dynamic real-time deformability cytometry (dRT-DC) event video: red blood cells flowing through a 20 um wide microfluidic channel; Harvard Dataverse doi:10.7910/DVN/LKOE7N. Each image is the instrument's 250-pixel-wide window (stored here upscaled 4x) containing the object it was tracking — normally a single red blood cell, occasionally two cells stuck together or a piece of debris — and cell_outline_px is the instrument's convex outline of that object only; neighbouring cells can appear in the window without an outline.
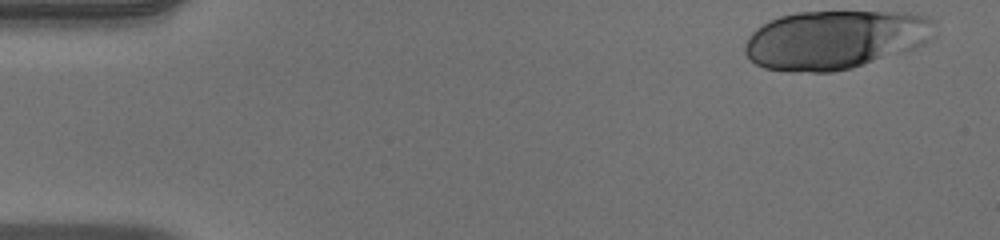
{"species": "human", "species_latin": "Homo sapiens", "temperature_condition": "warm", "stored_images_in_passage": 49, "camera_frame_rate_fps": 3000, "um_per_image_px": 0.085, "donor": {"sex": "male"}, "frame": {"image": 1, "passage_image": 1, "time_ms": 0.0, "image_size_px": [1000, 240], "cell_outline_px": [[932, 20], [880, 56], [872, 60], [852, 68], [832, 72], [788, 72], [764, 68], [756, 64], [744, 52], [744, 44], [748, 36], [756, 28], [768, 20], [780, 16], [796, 12], [908, 12], [928, 16]], "centroid_in_image_um": [70.42, 3.35], "position_along_channel_um": 14.6, "area_um2": 60.34}}
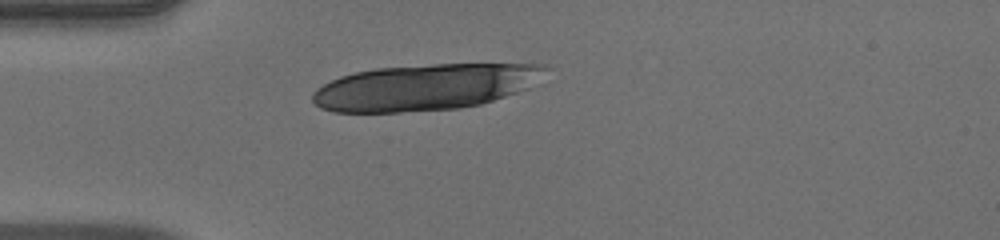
{"frame": {"image": 2, "passage_image": 12, "time_ms": 3.667, "image_size_px": [1000, 240], "cell_outline_px": [[548, 68], [528, 88], [480, 104], [460, 108], [400, 112], [332, 112], [320, 108], [312, 100], [312, 92], [316, 88], [340, 76], [356, 72], [376, 68], [432, 64], [548, 64]], "centroid_in_image_um": [36.07, 7.4], "position_along_channel_um": 48.9, "area_um2": 62.31}}